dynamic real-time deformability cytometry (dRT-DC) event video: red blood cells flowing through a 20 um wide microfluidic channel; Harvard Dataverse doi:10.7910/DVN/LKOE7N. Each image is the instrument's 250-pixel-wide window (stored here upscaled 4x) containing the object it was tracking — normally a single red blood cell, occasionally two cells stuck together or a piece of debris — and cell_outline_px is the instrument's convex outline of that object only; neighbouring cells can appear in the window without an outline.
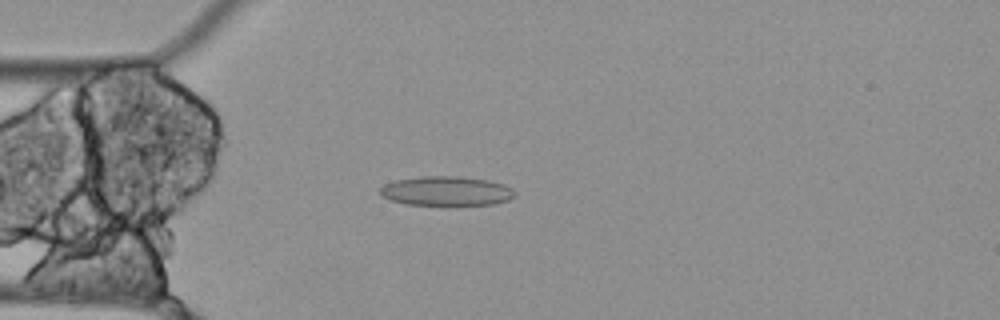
{"species": "Egyptian fruit bat (a non-hibernating species)", "species_latin": "Rousettus aegyptiacus", "temperature_condition": "cold", "stored_images_in_passage": 55, "camera_frame_rate_fps": 3000, "um_per_image_px": 0.085, "animal": {"sex": "female"}, "frame": {"image": 1, "passage_image": 14, "time_ms": 4.333, "image_size_px": [1000, 320], "cell_outline_px": [[516, 196], [508, 200], [496, 204], [456, 208], [440, 208], [404, 204], [380, 196], [380, 188], [384, 184], [396, 180], [424, 176], [460, 176], [488, 180], [504, 184], [512, 188], [516, 192]], "centroid_in_image_um": [37.98, 16.3], "position_along_channel_um": 47.0, "area_um2": 24.57}}
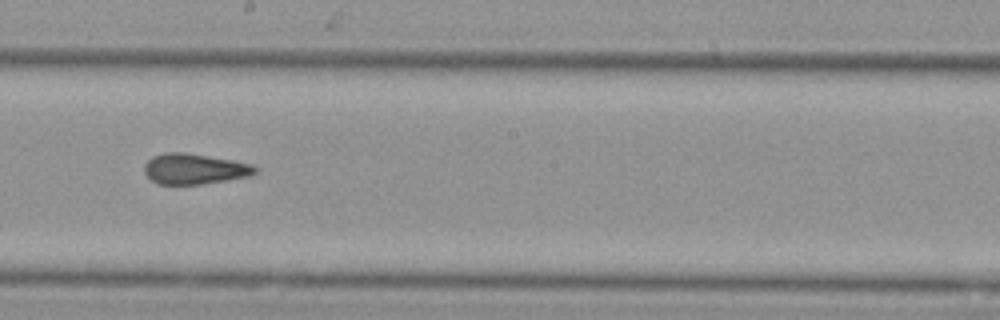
{"frame": {"image": 2, "passage_image": 30, "time_ms": 9.667, "image_size_px": [1000, 320], "cell_outline_px": [[260, 168], [252, 176], [200, 184], [156, 184], [144, 172], [144, 164], [152, 156], [168, 152], [184, 152], [232, 160], [252, 164]], "centroid_in_image_um": [16.55, 14.35], "position_along_channel_um": 231.7, "area_um2": 19.77}}
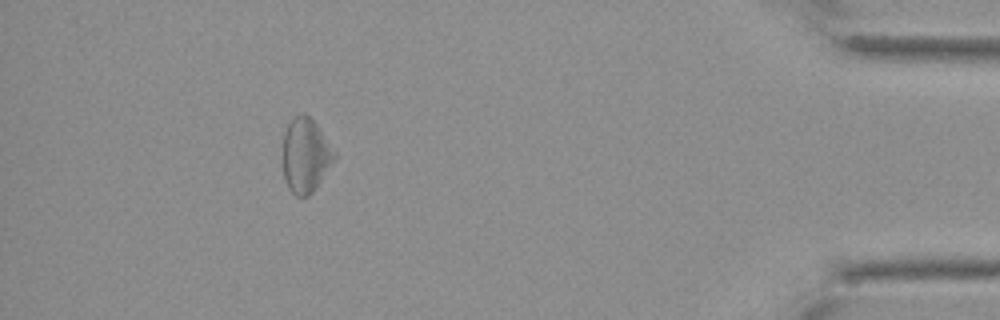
{"frame": {"image": 3, "passage_image": 50, "time_ms": 16.333, "image_size_px": [1000, 320], "cell_outline_px": [[336, 160], [312, 192], [308, 196], [296, 196], [288, 188], [284, 180], [280, 156], [284, 132], [288, 124], [300, 112], [304, 112], [316, 124], [336, 152]], "centroid_in_image_um": [25.93, 13.21], "position_along_channel_um": 409.3, "area_um2": 22.89}, "authors_computed_cell_mechanics": {"area_um2": 22.1374, "velocity_mm_per_s": 3.4887, "shape_relaxation_time_tau1_ms": null, "shape_relaxation_time_tau2_ms": 6.5162, "deformation_change_tau1": null, "deformation_change_tau2": 0.1396}}